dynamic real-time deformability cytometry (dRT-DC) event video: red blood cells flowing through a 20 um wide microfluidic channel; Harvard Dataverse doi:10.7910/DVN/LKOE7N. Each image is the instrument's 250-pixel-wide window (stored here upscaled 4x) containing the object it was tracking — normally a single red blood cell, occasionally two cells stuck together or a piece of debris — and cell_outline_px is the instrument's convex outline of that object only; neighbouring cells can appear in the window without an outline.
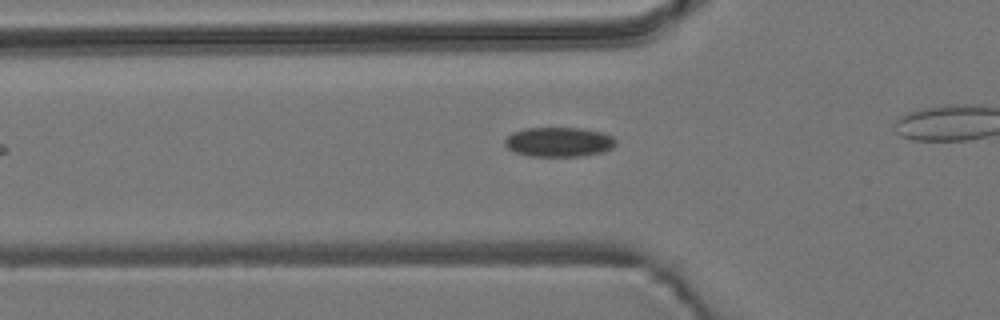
{"species": "common noctule bat (a hibernating species)", "species_latin": "Nyctalus noctula", "temperature_condition": "room temperature", "stored_images_in_passage": 3, "camera_frame_rate_fps": 3000, "um_per_image_px": 0.085, "animal": {"sex": "male", "body_mass_g": 19.2, "forearm_length_mm": 51.8}, "frame": {"image": 1, "passage_image": 2, "time_ms": 1.667, "image_size_px": [1000, 320], "cell_outline_px": [[616, 144], [612, 148], [604, 152], [580, 156], [528, 156], [516, 152], [508, 148], [504, 144], [504, 140], [512, 132], [524, 128], [580, 128], [604, 132], [612, 136], [616, 140]], "centroid_in_image_um": [47.52, 12.06], "position_along_channel_um": 78.3, "area_um2": 19.25}}